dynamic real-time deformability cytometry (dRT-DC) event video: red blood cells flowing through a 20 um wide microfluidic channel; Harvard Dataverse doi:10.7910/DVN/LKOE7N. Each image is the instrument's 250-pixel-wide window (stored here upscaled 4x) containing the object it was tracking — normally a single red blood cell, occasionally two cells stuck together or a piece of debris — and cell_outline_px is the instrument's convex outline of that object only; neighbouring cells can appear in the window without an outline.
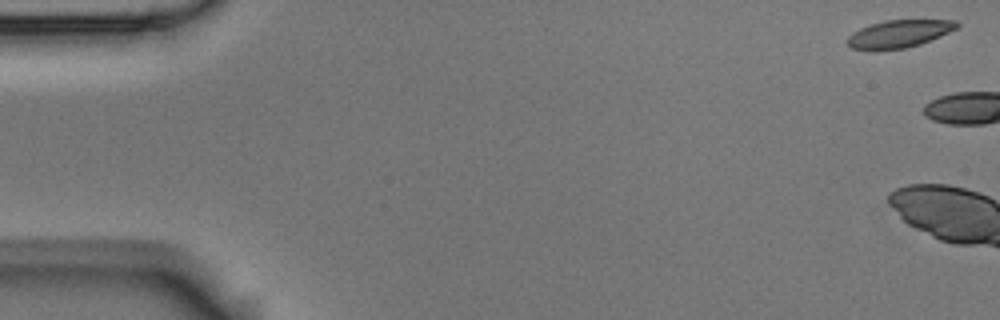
{"species": "Egyptian fruit bat (a non-hibernating species)", "species_latin": "Rousettus aegyptiacus", "temperature_condition": "room temperature", "stored_images_in_passage": 18, "camera_frame_rate_fps": 3000, "um_per_image_px": 0.085, "animal": {"sex": "male"}, "frame": {"image": 1, "passage_image": 1, "time_ms": 0.0, "image_size_px": [1000, 320], "cell_outline_px": [[960, 24], [956, 28], [940, 36], [920, 44], [904, 48], [852, 48], [848, 44], [848, 36], [852, 32], [860, 28], [884, 20], [956, 20]], "centroid_in_image_um": [76.46, 2.84], "position_along_channel_um": 8.5, "area_um2": 16.99}}
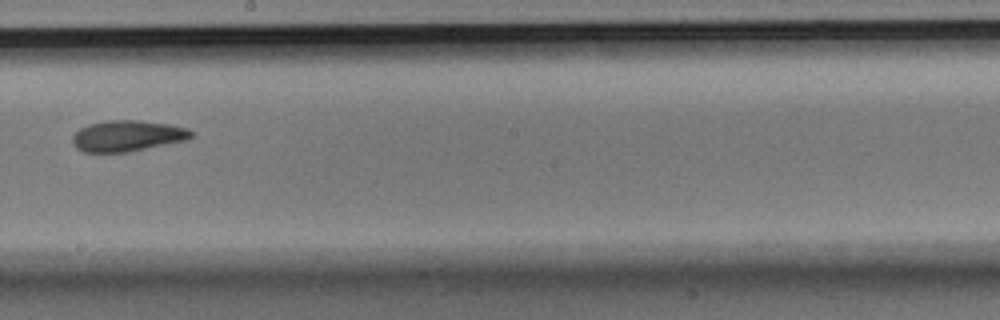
{"frame": {"image": 2, "passage_image": 11, "time_ms": 3.333, "image_size_px": [1000, 320], "cell_outline_px": [[196, 132], [192, 136], [184, 140], [128, 152], [84, 152], [76, 148], [72, 144], [72, 136], [80, 128], [88, 124], [108, 120], [140, 120], [172, 124], [188, 128]], "centroid_in_image_um": [10.82, 11.53], "position_along_channel_um": 237.4, "area_um2": 21.56}}
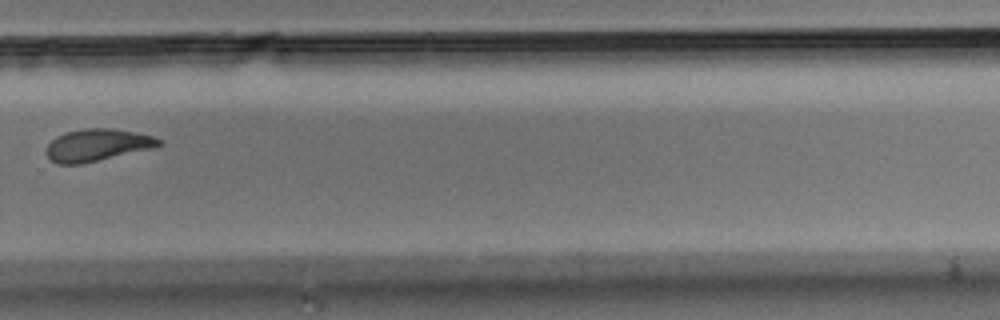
{"frame": {"image": 3, "passage_image": 13, "time_ms": 4.0, "image_size_px": [1000, 320], "cell_outline_px": [[160, 144], [156, 148], [84, 164], [56, 164], [48, 156], [48, 144], [56, 136], [68, 132], [88, 128], [112, 128], [136, 132], [156, 136], [160, 140]], "centroid_in_image_um": [8.33, 12.34], "position_along_channel_um": 321.5, "area_um2": 21.21}}